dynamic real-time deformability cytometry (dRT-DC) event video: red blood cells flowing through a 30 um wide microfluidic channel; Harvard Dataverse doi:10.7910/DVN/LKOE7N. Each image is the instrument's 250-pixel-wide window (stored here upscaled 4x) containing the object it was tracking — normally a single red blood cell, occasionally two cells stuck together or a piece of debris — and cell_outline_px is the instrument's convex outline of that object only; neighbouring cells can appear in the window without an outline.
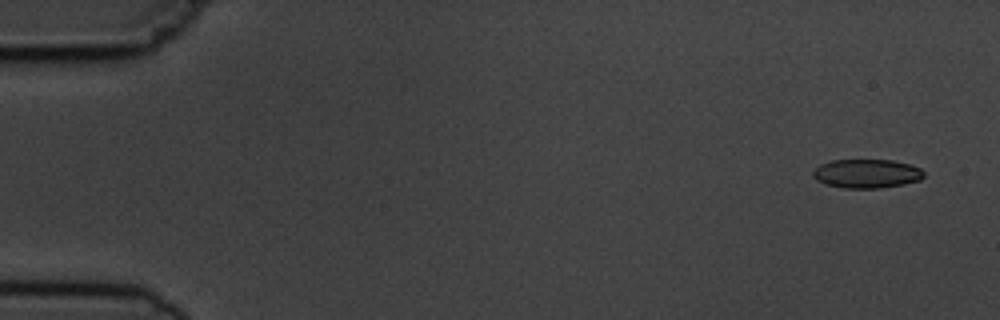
{"species": "common noctule bat (a hibernating species)", "species_latin": "Nyctalus noctula", "temperature_condition": "cold", "stored_images_in_passage": 6, "camera_frame_rate_fps": 3000, "um_per_image_px": 0.085, "animal": {"sex": "male", "body_mass_g": 19.5, "forearm_length_mm": 54.6}, "frame": {"image": 1, "passage_image": 1, "time_ms": 0.0, "image_size_px": [1000, 320], "cell_outline_px": [[924, 176], [920, 180], [904, 184], [880, 188], [844, 188], [824, 184], [816, 180], [812, 176], [812, 172], [820, 164], [832, 160], [892, 160], [908, 164], [920, 168], [924, 172]], "centroid_in_image_um": [73.65, 14.76], "position_along_channel_um": 11.4, "area_um2": 18.73}}
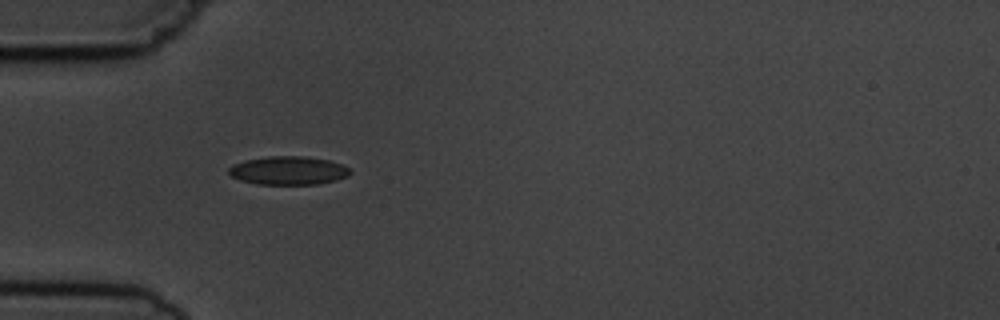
{"frame": {"image": 2, "passage_image": 5, "time_ms": 4.667, "image_size_px": [1000, 320], "cell_outline_px": [[352, 172], [348, 176], [336, 180], [320, 184], [260, 184], [240, 180], [232, 176], [228, 172], [228, 168], [232, 164], [244, 160], [268, 156], [304, 156], [328, 160], [344, 164]], "centroid_in_image_um": [24.52, 14.49], "position_along_channel_um": 60.5, "area_um2": 20.23}}
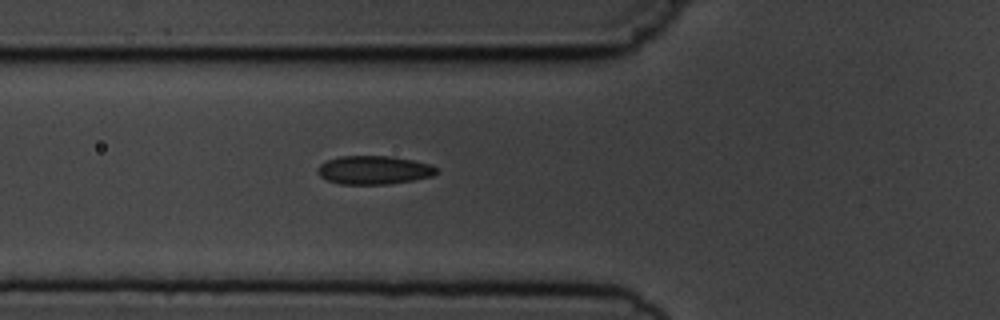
{"frame": {"image": 3, "passage_image": 6, "time_ms": 5.667, "image_size_px": [1000, 320], "cell_outline_px": [[440, 172], [432, 176], [412, 180], [388, 184], [340, 184], [328, 180], [320, 176], [316, 172], [320, 164], [328, 160], [340, 156], [392, 156], [412, 160], [428, 164], [436, 168]], "centroid_in_image_um": [31.77, 14.45], "position_along_channel_um": 94.0, "area_um2": 19.65}}